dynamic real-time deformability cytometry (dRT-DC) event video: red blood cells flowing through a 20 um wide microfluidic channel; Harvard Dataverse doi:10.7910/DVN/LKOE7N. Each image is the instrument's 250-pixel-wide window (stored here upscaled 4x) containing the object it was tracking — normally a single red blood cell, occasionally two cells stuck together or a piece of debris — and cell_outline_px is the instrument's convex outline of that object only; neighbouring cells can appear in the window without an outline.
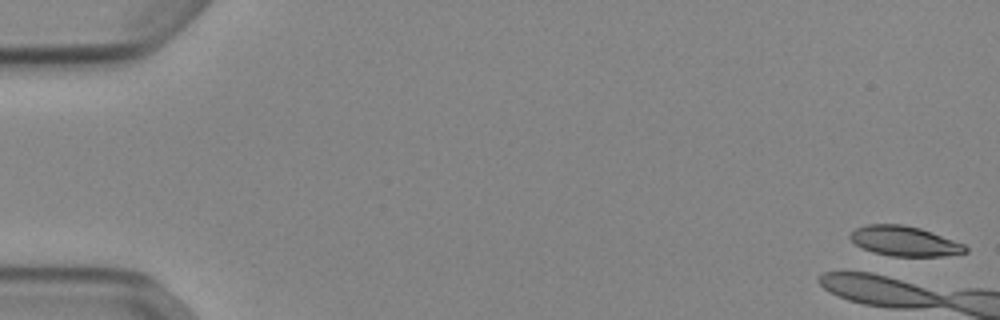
{"species": "Egyptian fruit bat (a non-hibernating species)", "species_latin": "Rousettus aegyptiacus", "temperature_condition": "cold", "stored_images_in_passage": 3, "camera_frame_rate_fps": 3000, "um_per_image_px": 0.085, "animal": {"sex": "female"}, "frame": {"image": 1, "passage_image": 1, "time_ms": 0.0, "image_size_px": [1000, 320], "cell_outline_px": [[968, 252], [944, 256], [892, 256], [872, 252], [860, 248], [848, 236], [856, 228], [868, 224], [900, 224], [920, 228], [964, 244], [968, 248]], "centroid_in_image_um": [76.87, 20.5], "position_along_channel_um": 8.1, "area_um2": 20.0}}